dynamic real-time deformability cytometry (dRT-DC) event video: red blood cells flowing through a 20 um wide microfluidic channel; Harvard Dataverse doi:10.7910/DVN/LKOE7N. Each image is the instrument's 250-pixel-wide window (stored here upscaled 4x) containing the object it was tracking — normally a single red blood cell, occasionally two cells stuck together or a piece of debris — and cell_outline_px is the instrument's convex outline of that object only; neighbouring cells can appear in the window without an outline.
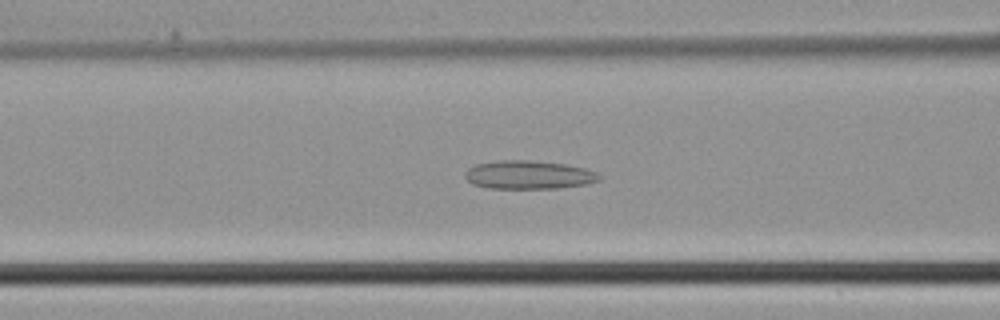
{"species": "common noctule bat (a hibernating species)", "species_latin": "Nyctalus noctula", "temperature_condition": "cold", "stored_images_in_passage": 33, "camera_frame_rate_fps": 3000, "um_per_image_px": 0.085, "animal": {"sex": "male", "body_mass_g": 21.5, "forearm_length_mm": 52.0}, "frame": {"image": 1, "passage_image": 6, "time_ms": 1.667, "image_size_px": [1000, 320], "cell_outline_px": [[600, 180], [588, 184], [556, 188], [488, 188], [472, 184], [464, 176], [464, 172], [468, 168], [476, 164], [500, 160], [524, 160], [564, 164], [584, 168], [596, 172], [600, 176]], "centroid_in_image_um": [44.91, 14.86], "position_along_channel_um": 121.7, "area_um2": 22.14}}
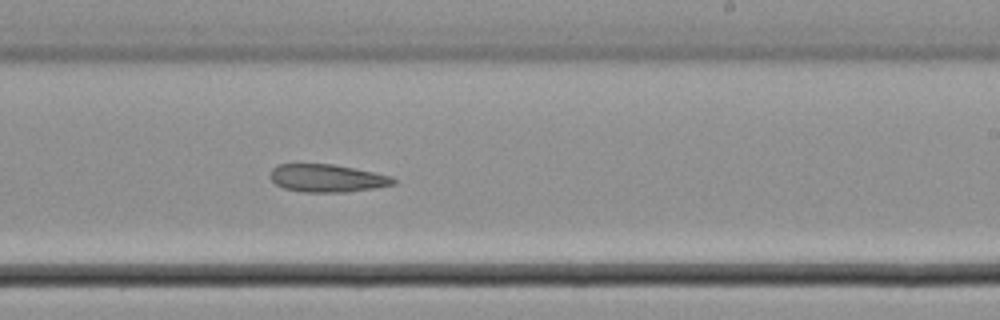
{"frame": {"image": 2, "passage_image": 15, "time_ms": 4.667, "image_size_px": [1000, 320], "cell_outline_px": [[396, 184], [376, 188], [348, 192], [300, 192], [284, 188], [276, 184], [272, 180], [272, 168], [276, 164], [332, 164], [392, 176], [396, 180]], "centroid_in_image_um": [27.82, 15.15], "position_along_channel_um": 261.2, "area_um2": 19.88}}
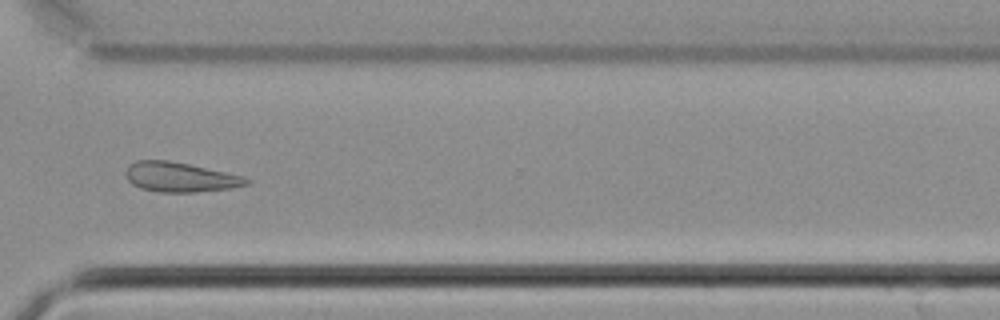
{"frame": {"image": 3, "passage_image": 21, "time_ms": 6.667, "image_size_px": [1000, 320], "cell_outline_px": [[252, 180], [248, 184], [228, 188], [192, 192], [160, 192], [140, 188], [132, 184], [128, 180], [128, 164], [136, 160], [168, 160], [188, 164], [244, 176]], "centroid_in_image_um": [15.31, 15.05], "position_along_channel_um": 355.3, "area_um2": 20.58}}